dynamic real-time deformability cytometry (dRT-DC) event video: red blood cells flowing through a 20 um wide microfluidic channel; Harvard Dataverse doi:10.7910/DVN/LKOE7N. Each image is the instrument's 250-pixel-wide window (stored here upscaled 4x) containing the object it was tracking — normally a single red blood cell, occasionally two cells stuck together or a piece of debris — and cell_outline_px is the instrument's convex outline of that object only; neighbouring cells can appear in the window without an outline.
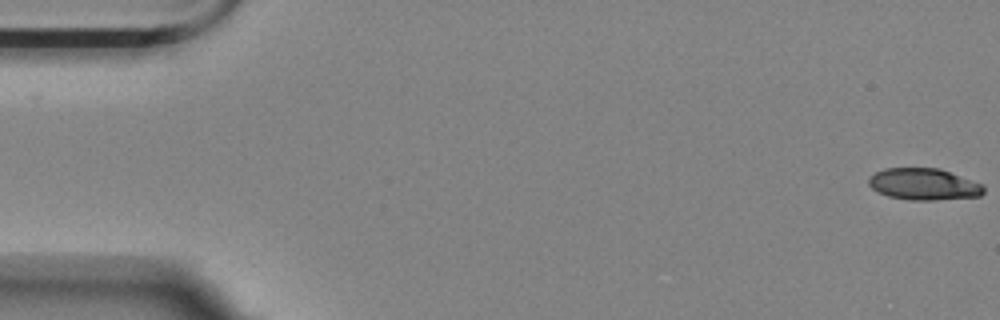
{"species": "Egyptian fruit bat (a non-hibernating species)", "species_latin": "Rousettus aegyptiacus", "temperature_condition": "room temperature", "stored_images_in_passage": 42, "camera_frame_rate_fps": 3000, "um_per_image_px": 0.085, "animal": {"sex": "female"}, "frame": {"image": 1, "passage_image": 1, "time_ms": 0.0, "image_size_px": [1000, 320], "cell_outline_px": [[984, 192], [980, 196], [932, 200], [912, 200], [888, 196], [872, 188], [868, 184], [868, 176], [884, 168], [940, 168], [984, 184]], "centroid_in_image_um": [78.53, 15.65], "position_along_channel_um": 6.5, "area_um2": 21.27}}
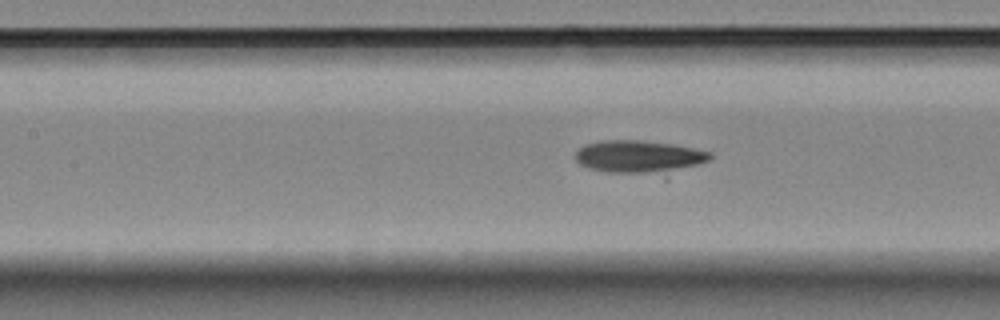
{"frame": {"image": 2, "passage_image": 25, "time_ms": 8.0, "image_size_px": [1000, 320], "cell_outline_px": [[712, 156], [708, 160], [668, 180], [664, 180], [604, 172], [588, 168], [580, 164], [576, 160], [576, 152], [584, 144], [604, 140], [640, 140], [668, 144], [692, 148], [712, 152]], "centroid_in_image_um": [54.44, 13.45], "position_along_channel_um": 153.0, "area_um2": 27.92}}
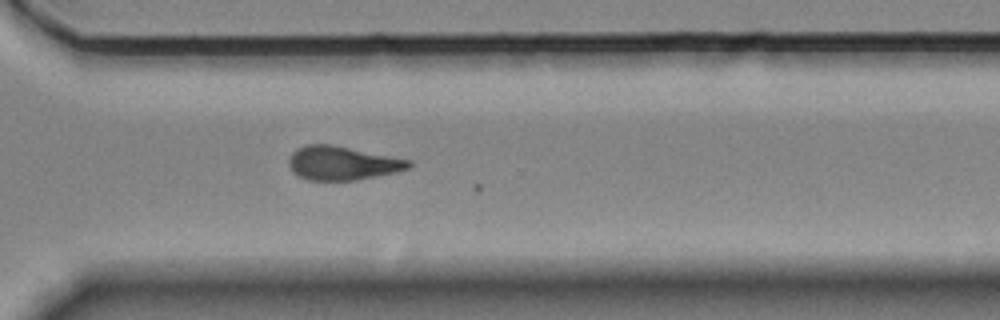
{"frame": {"image": 3, "passage_image": 41, "time_ms": 13.333, "image_size_px": [1000, 320], "cell_outline_px": [[412, 164], [408, 168], [396, 172], [356, 180], [308, 180], [296, 176], [292, 172], [288, 164], [288, 160], [292, 152], [296, 148], [308, 144], [332, 144], [412, 160]], "centroid_in_image_um": [29.06, 13.86], "position_along_channel_um": 341.5, "area_um2": 23.81}}